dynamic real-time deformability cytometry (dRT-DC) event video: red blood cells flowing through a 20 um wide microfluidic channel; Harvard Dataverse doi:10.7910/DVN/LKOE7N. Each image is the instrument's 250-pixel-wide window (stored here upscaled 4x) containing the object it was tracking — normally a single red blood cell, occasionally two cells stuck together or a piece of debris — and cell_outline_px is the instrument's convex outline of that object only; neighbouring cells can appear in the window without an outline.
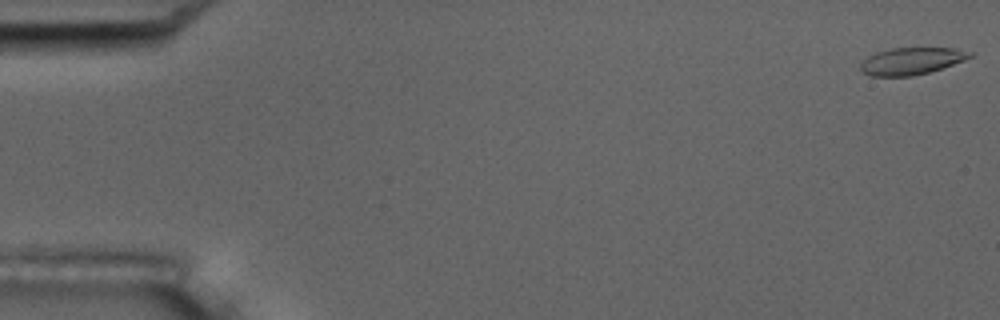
{"species": "common noctule bat (a hibernating species)", "species_latin": "Nyctalus noctula", "temperature_condition": "room temperature", "stored_images_in_passage": 10, "camera_frame_rate_fps": 3000, "um_per_image_px": 0.085, "animal": {"sex": "male", "body_mass_g": 17.5, "forearm_length_mm": 52.3}, "frame": {"image": 1, "passage_image": 1, "time_ms": 0.0, "image_size_px": [1000, 320], "cell_outline_px": [[976, 52], [972, 56], [964, 60], [928, 72], [912, 76], [872, 76], [864, 72], [860, 68], [860, 64], [868, 56], [876, 52], [892, 48], [952, 48]], "centroid_in_image_um": [77.48, 5.18], "position_along_channel_um": 7.5, "area_um2": 17.05}}
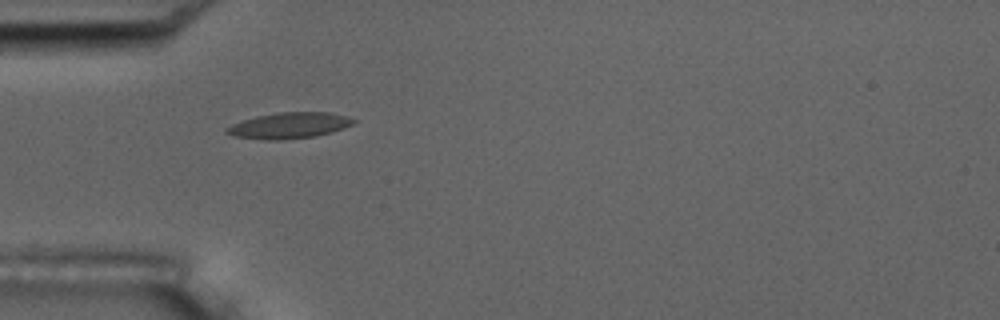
{"frame": {"image": 2, "passage_image": 5, "time_ms": 5.333, "image_size_px": [1000, 320], "cell_outline_px": [[356, 120], [352, 124], [344, 128], [332, 132], [316, 136], [280, 140], [268, 140], [232, 136], [224, 132], [224, 128], [232, 124], [256, 116], [280, 112], [332, 112]], "centroid_in_image_um": [24.55, 10.67], "position_along_channel_um": 60.5, "area_um2": 19.19}}